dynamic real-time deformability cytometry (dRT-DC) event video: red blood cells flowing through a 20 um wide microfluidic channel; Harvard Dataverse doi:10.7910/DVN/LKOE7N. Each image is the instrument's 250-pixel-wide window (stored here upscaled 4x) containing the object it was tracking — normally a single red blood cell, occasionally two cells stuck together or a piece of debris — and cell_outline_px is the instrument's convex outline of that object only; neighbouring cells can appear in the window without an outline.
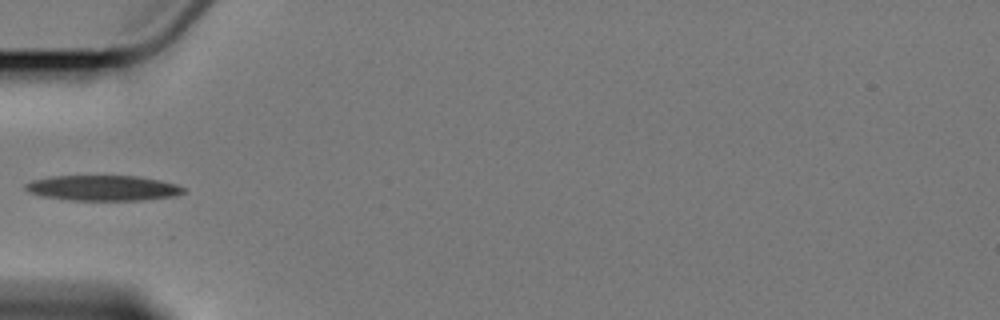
{"species": "Egyptian fruit bat (a non-hibernating species)", "species_latin": "Rousettus aegyptiacus", "temperature_condition": "cold", "stored_images_in_passage": 13, "camera_frame_rate_fps": 3000, "um_per_image_px": 0.085, "animal": {"sex": "female"}, "frame": {"image": 1, "passage_image": 4, "time_ms": 5.0, "image_size_px": [1000, 320], "cell_outline_px": [[184, 192], [176, 196], [144, 200], [68, 200], [44, 196], [28, 192], [24, 188], [24, 184], [32, 180], [48, 176], [140, 176], [160, 180], [176, 184], [184, 188]], "centroid_in_image_um": [8.74, 15.98], "position_along_channel_um": 76.3, "area_um2": 23.47}}
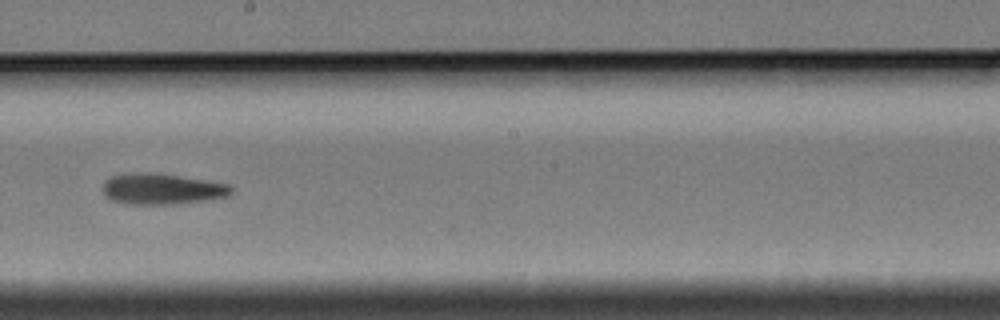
{"frame": {"image": 2, "passage_image": 8, "time_ms": 9.667, "image_size_px": [1000, 320], "cell_outline_px": [[232, 192], [228, 196], [204, 200], [172, 204], [124, 204], [112, 200], [104, 192], [104, 180], [108, 176], [136, 172], [152, 172], [204, 180], [228, 184], [232, 188]], "centroid_in_image_um": [13.72, 16.05], "position_along_channel_um": 234.5, "area_um2": 22.95}}
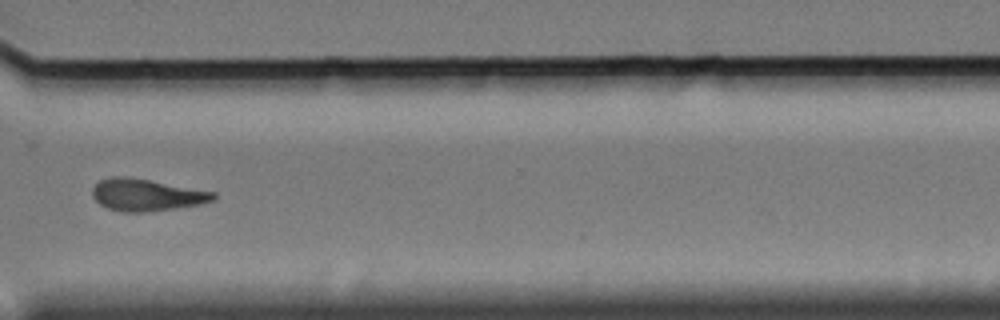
{"frame": {"image": 3, "passage_image": 11, "time_ms": 13.333, "image_size_px": [1000, 320], "cell_outline_px": [[216, 196], [212, 200], [200, 204], [148, 212], [120, 212], [108, 208], [100, 204], [92, 196], [92, 188], [100, 180], [112, 176], [120, 176], [148, 180], [216, 192]], "centroid_in_image_um": [12.42, 16.57], "position_along_channel_um": 358.2, "area_um2": 22.31}, "authors_computed_cell_mechanics": {"area_um2": 22.9466, "velocity_mm_per_s": 3.3864, "shape_relaxation_time_tau1_ms": 3.6209, "shape_relaxation_time_tau2_ms": null, "deformation_change_tau1": 0.1438, "deformation_change_tau2": null}}